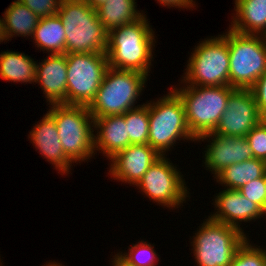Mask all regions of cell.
Segmentation results:
<instances>
[{
    "label": "cell",
    "mask_w": 266,
    "mask_h": 266,
    "mask_svg": "<svg viewBox=\"0 0 266 266\" xmlns=\"http://www.w3.org/2000/svg\"><path fill=\"white\" fill-rule=\"evenodd\" d=\"M154 32L146 16L108 32L106 55L108 65L119 70H131L149 75Z\"/></svg>",
    "instance_id": "cell-1"
},
{
    "label": "cell",
    "mask_w": 266,
    "mask_h": 266,
    "mask_svg": "<svg viewBox=\"0 0 266 266\" xmlns=\"http://www.w3.org/2000/svg\"><path fill=\"white\" fill-rule=\"evenodd\" d=\"M57 15L66 34L65 53H106L108 31L85 0H62Z\"/></svg>",
    "instance_id": "cell-2"
},
{
    "label": "cell",
    "mask_w": 266,
    "mask_h": 266,
    "mask_svg": "<svg viewBox=\"0 0 266 266\" xmlns=\"http://www.w3.org/2000/svg\"><path fill=\"white\" fill-rule=\"evenodd\" d=\"M147 77L141 72L108 67L96 97L88 106L93 119L122 115L139 107L135 106V102L144 88Z\"/></svg>",
    "instance_id": "cell-3"
},
{
    "label": "cell",
    "mask_w": 266,
    "mask_h": 266,
    "mask_svg": "<svg viewBox=\"0 0 266 266\" xmlns=\"http://www.w3.org/2000/svg\"><path fill=\"white\" fill-rule=\"evenodd\" d=\"M187 86V87H186ZM174 88L185 107L186 122L191 134L199 136L212 133L227 106L231 86H192Z\"/></svg>",
    "instance_id": "cell-4"
},
{
    "label": "cell",
    "mask_w": 266,
    "mask_h": 266,
    "mask_svg": "<svg viewBox=\"0 0 266 266\" xmlns=\"http://www.w3.org/2000/svg\"><path fill=\"white\" fill-rule=\"evenodd\" d=\"M225 34L222 36L229 48V86L251 89L266 73V40L263 35L242 34L231 28Z\"/></svg>",
    "instance_id": "cell-5"
},
{
    "label": "cell",
    "mask_w": 266,
    "mask_h": 266,
    "mask_svg": "<svg viewBox=\"0 0 266 266\" xmlns=\"http://www.w3.org/2000/svg\"><path fill=\"white\" fill-rule=\"evenodd\" d=\"M48 112L54 117L64 153L71 162L87 161L95 154L94 119L88 106L53 104Z\"/></svg>",
    "instance_id": "cell-6"
},
{
    "label": "cell",
    "mask_w": 266,
    "mask_h": 266,
    "mask_svg": "<svg viewBox=\"0 0 266 266\" xmlns=\"http://www.w3.org/2000/svg\"><path fill=\"white\" fill-rule=\"evenodd\" d=\"M146 105L149 114L148 144L161 156L180 138L196 141L186 122L184 103L173 88L157 102H146Z\"/></svg>",
    "instance_id": "cell-7"
},
{
    "label": "cell",
    "mask_w": 266,
    "mask_h": 266,
    "mask_svg": "<svg viewBox=\"0 0 266 266\" xmlns=\"http://www.w3.org/2000/svg\"><path fill=\"white\" fill-rule=\"evenodd\" d=\"M202 224L192 241L195 261L199 266H230L246 234L210 216Z\"/></svg>",
    "instance_id": "cell-8"
},
{
    "label": "cell",
    "mask_w": 266,
    "mask_h": 266,
    "mask_svg": "<svg viewBox=\"0 0 266 266\" xmlns=\"http://www.w3.org/2000/svg\"><path fill=\"white\" fill-rule=\"evenodd\" d=\"M220 36V37H219ZM195 46L188 65L185 83L192 86H229V48L222 35Z\"/></svg>",
    "instance_id": "cell-9"
},
{
    "label": "cell",
    "mask_w": 266,
    "mask_h": 266,
    "mask_svg": "<svg viewBox=\"0 0 266 266\" xmlns=\"http://www.w3.org/2000/svg\"><path fill=\"white\" fill-rule=\"evenodd\" d=\"M67 105L89 106L96 97L108 65L106 53H65Z\"/></svg>",
    "instance_id": "cell-10"
},
{
    "label": "cell",
    "mask_w": 266,
    "mask_h": 266,
    "mask_svg": "<svg viewBox=\"0 0 266 266\" xmlns=\"http://www.w3.org/2000/svg\"><path fill=\"white\" fill-rule=\"evenodd\" d=\"M165 156L156 160L136 186L151 200L168 208L180 206L188 197L187 187L177 167Z\"/></svg>",
    "instance_id": "cell-11"
},
{
    "label": "cell",
    "mask_w": 266,
    "mask_h": 266,
    "mask_svg": "<svg viewBox=\"0 0 266 266\" xmlns=\"http://www.w3.org/2000/svg\"><path fill=\"white\" fill-rule=\"evenodd\" d=\"M255 97L251 89H235L212 134L245 137L260 121Z\"/></svg>",
    "instance_id": "cell-12"
},
{
    "label": "cell",
    "mask_w": 266,
    "mask_h": 266,
    "mask_svg": "<svg viewBox=\"0 0 266 266\" xmlns=\"http://www.w3.org/2000/svg\"><path fill=\"white\" fill-rule=\"evenodd\" d=\"M210 137L212 142L210 141V145H207L204 163L215 174L214 176L234 163H241L253 158V153L246 137L207 133L199 136L196 140L204 141V139L208 140Z\"/></svg>",
    "instance_id": "cell-13"
},
{
    "label": "cell",
    "mask_w": 266,
    "mask_h": 266,
    "mask_svg": "<svg viewBox=\"0 0 266 266\" xmlns=\"http://www.w3.org/2000/svg\"><path fill=\"white\" fill-rule=\"evenodd\" d=\"M160 157L161 155L149 144H130L110 159L112 163L109 173L114 180L125 181L135 186Z\"/></svg>",
    "instance_id": "cell-14"
},
{
    "label": "cell",
    "mask_w": 266,
    "mask_h": 266,
    "mask_svg": "<svg viewBox=\"0 0 266 266\" xmlns=\"http://www.w3.org/2000/svg\"><path fill=\"white\" fill-rule=\"evenodd\" d=\"M214 204L218 209L210 218L241 231L242 228H240L239 222H248L265 215L258 204L248 200L238 190H223L216 196Z\"/></svg>",
    "instance_id": "cell-15"
},
{
    "label": "cell",
    "mask_w": 266,
    "mask_h": 266,
    "mask_svg": "<svg viewBox=\"0 0 266 266\" xmlns=\"http://www.w3.org/2000/svg\"><path fill=\"white\" fill-rule=\"evenodd\" d=\"M40 84L50 106L67 104L66 54H49L40 64L36 63V83Z\"/></svg>",
    "instance_id": "cell-16"
},
{
    "label": "cell",
    "mask_w": 266,
    "mask_h": 266,
    "mask_svg": "<svg viewBox=\"0 0 266 266\" xmlns=\"http://www.w3.org/2000/svg\"><path fill=\"white\" fill-rule=\"evenodd\" d=\"M41 120L30 131L34 147L62 174L68 173L72 162L64 153L54 117L47 112Z\"/></svg>",
    "instance_id": "cell-17"
},
{
    "label": "cell",
    "mask_w": 266,
    "mask_h": 266,
    "mask_svg": "<svg viewBox=\"0 0 266 266\" xmlns=\"http://www.w3.org/2000/svg\"><path fill=\"white\" fill-rule=\"evenodd\" d=\"M94 128L99 129L94 136V149L103 151L109 159L130 145L125 113L94 118Z\"/></svg>",
    "instance_id": "cell-18"
},
{
    "label": "cell",
    "mask_w": 266,
    "mask_h": 266,
    "mask_svg": "<svg viewBox=\"0 0 266 266\" xmlns=\"http://www.w3.org/2000/svg\"><path fill=\"white\" fill-rule=\"evenodd\" d=\"M236 15L231 29L242 34L266 33V0H235ZM263 33V34H262Z\"/></svg>",
    "instance_id": "cell-19"
},
{
    "label": "cell",
    "mask_w": 266,
    "mask_h": 266,
    "mask_svg": "<svg viewBox=\"0 0 266 266\" xmlns=\"http://www.w3.org/2000/svg\"><path fill=\"white\" fill-rule=\"evenodd\" d=\"M266 174V161L256 158L232 164L219 172L215 178L227 189L238 190L248 182Z\"/></svg>",
    "instance_id": "cell-20"
},
{
    "label": "cell",
    "mask_w": 266,
    "mask_h": 266,
    "mask_svg": "<svg viewBox=\"0 0 266 266\" xmlns=\"http://www.w3.org/2000/svg\"><path fill=\"white\" fill-rule=\"evenodd\" d=\"M37 47L48 54H64L66 34L58 15L40 18L32 35Z\"/></svg>",
    "instance_id": "cell-21"
},
{
    "label": "cell",
    "mask_w": 266,
    "mask_h": 266,
    "mask_svg": "<svg viewBox=\"0 0 266 266\" xmlns=\"http://www.w3.org/2000/svg\"><path fill=\"white\" fill-rule=\"evenodd\" d=\"M0 77L11 82H36V62L24 53L8 50L2 52Z\"/></svg>",
    "instance_id": "cell-22"
},
{
    "label": "cell",
    "mask_w": 266,
    "mask_h": 266,
    "mask_svg": "<svg viewBox=\"0 0 266 266\" xmlns=\"http://www.w3.org/2000/svg\"><path fill=\"white\" fill-rule=\"evenodd\" d=\"M135 7V0H107L96 9V12L99 21L109 32L142 17L143 13L141 14Z\"/></svg>",
    "instance_id": "cell-23"
},
{
    "label": "cell",
    "mask_w": 266,
    "mask_h": 266,
    "mask_svg": "<svg viewBox=\"0 0 266 266\" xmlns=\"http://www.w3.org/2000/svg\"><path fill=\"white\" fill-rule=\"evenodd\" d=\"M39 17L19 0L9 5L4 13V31L7 39L15 34L31 36L39 22ZM14 33V34H13Z\"/></svg>",
    "instance_id": "cell-24"
},
{
    "label": "cell",
    "mask_w": 266,
    "mask_h": 266,
    "mask_svg": "<svg viewBox=\"0 0 266 266\" xmlns=\"http://www.w3.org/2000/svg\"><path fill=\"white\" fill-rule=\"evenodd\" d=\"M140 106L125 113L130 144H148V106L145 103Z\"/></svg>",
    "instance_id": "cell-25"
},
{
    "label": "cell",
    "mask_w": 266,
    "mask_h": 266,
    "mask_svg": "<svg viewBox=\"0 0 266 266\" xmlns=\"http://www.w3.org/2000/svg\"><path fill=\"white\" fill-rule=\"evenodd\" d=\"M248 242L246 239L237 249L230 266H266V250Z\"/></svg>",
    "instance_id": "cell-26"
},
{
    "label": "cell",
    "mask_w": 266,
    "mask_h": 266,
    "mask_svg": "<svg viewBox=\"0 0 266 266\" xmlns=\"http://www.w3.org/2000/svg\"><path fill=\"white\" fill-rule=\"evenodd\" d=\"M156 252L151 244L143 241L129 248V253L121 254L130 264L134 266H155Z\"/></svg>",
    "instance_id": "cell-27"
},
{
    "label": "cell",
    "mask_w": 266,
    "mask_h": 266,
    "mask_svg": "<svg viewBox=\"0 0 266 266\" xmlns=\"http://www.w3.org/2000/svg\"><path fill=\"white\" fill-rule=\"evenodd\" d=\"M245 137L253 157L266 161V126L260 121Z\"/></svg>",
    "instance_id": "cell-28"
},
{
    "label": "cell",
    "mask_w": 266,
    "mask_h": 266,
    "mask_svg": "<svg viewBox=\"0 0 266 266\" xmlns=\"http://www.w3.org/2000/svg\"><path fill=\"white\" fill-rule=\"evenodd\" d=\"M248 200L258 204L264 211L266 201V174L238 189Z\"/></svg>",
    "instance_id": "cell-29"
},
{
    "label": "cell",
    "mask_w": 266,
    "mask_h": 266,
    "mask_svg": "<svg viewBox=\"0 0 266 266\" xmlns=\"http://www.w3.org/2000/svg\"><path fill=\"white\" fill-rule=\"evenodd\" d=\"M39 18L57 15L62 0H19Z\"/></svg>",
    "instance_id": "cell-30"
},
{
    "label": "cell",
    "mask_w": 266,
    "mask_h": 266,
    "mask_svg": "<svg viewBox=\"0 0 266 266\" xmlns=\"http://www.w3.org/2000/svg\"><path fill=\"white\" fill-rule=\"evenodd\" d=\"M261 117L266 116V73L251 88Z\"/></svg>",
    "instance_id": "cell-31"
},
{
    "label": "cell",
    "mask_w": 266,
    "mask_h": 266,
    "mask_svg": "<svg viewBox=\"0 0 266 266\" xmlns=\"http://www.w3.org/2000/svg\"><path fill=\"white\" fill-rule=\"evenodd\" d=\"M158 2H160V4L163 6H170V7H183V8H191L194 7V3L195 1L193 0H157Z\"/></svg>",
    "instance_id": "cell-32"
},
{
    "label": "cell",
    "mask_w": 266,
    "mask_h": 266,
    "mask_svg": "<svg viewBox=\"0 0 266 266\" xmlns=\"http://www.w3.org/2000/svg\"><path fill=\"white\" fill-rule=\"evenodd\" d=\"M113 258L114 260L112 261L113 266H134L130 264L126 259H124L121 254H116Z\"/></svg>",
    "instance_id": "cell-33"
},
{
    "label": "cell",
    "mask_w": 266,
    "mask_h": 266,
    "mask_svg": "<svg viewBox=\"0 0 266 266\" xmlns=\"http://www.w3.org/2000/svg\"><path fill=\"white\" fill-rule=\"evenodd\" d=\"M93 9H97L103 5L107 0H85Z\"/></svg>",
    "instance_id": "cell-34"
},
{
    "label": "cell",
    "mask_w": 266,
    "mask_h": 266,
    "mask_svg": "<svg viewBox=\"0 0 266 266\" xmlns=\"http://www.w3.org/2000/svg\"><path fill=\"white\" fill-rule=\"evenodd\" d=\"M6 41V35H5V31H4V22H3V18L0 19V42L2 41Z\"/></svg>",
    "instance_id": "cell-35"
},
{
    "label": "cell",
    "mask_w": 266,
    "mask_h": 266,
    "mask_svg": "<svg viewBox=\"0 0 266 266\" xmlns=\"http://www.w3.org/2000/svg\"><path fill=\"white\" fill-rule=\"evenodd\" d=\"M46 266H62V264H60V263L55 264L54 262L53 263L51 262L49 264H46Z\"/></svg>",
    "instance_id": "cell-36"
},
{
    "label": "cell",
    "mask_w": 266,
    "mask_h": 266,
    "mask_svg": "<svg viewBox=\"0 0 266 266\" xmlns=\"http://www.w3.org/2000/svg\"><path fill=\"white\" fill-rule=\"evenodd\" d=\"M261 122L266 126V116L261 118Z\"/></svg>",
    "instance_id": "cell-37"
},
{
    "label": "cell",
    "mask_w": 266,
    "mask_h": 266,
    "mask_svg": "<svg viewBox=\"0 0 266 266\" xmlns=\"http://www.w3.org/2000/svg\"><path fill=\"white\" fill-rule=\"evenodd\" d=\"M264 214L266 216V201H265V207H264Z\"/></svg>",
    "instance_id": "cell-38"
}]
</instances>
